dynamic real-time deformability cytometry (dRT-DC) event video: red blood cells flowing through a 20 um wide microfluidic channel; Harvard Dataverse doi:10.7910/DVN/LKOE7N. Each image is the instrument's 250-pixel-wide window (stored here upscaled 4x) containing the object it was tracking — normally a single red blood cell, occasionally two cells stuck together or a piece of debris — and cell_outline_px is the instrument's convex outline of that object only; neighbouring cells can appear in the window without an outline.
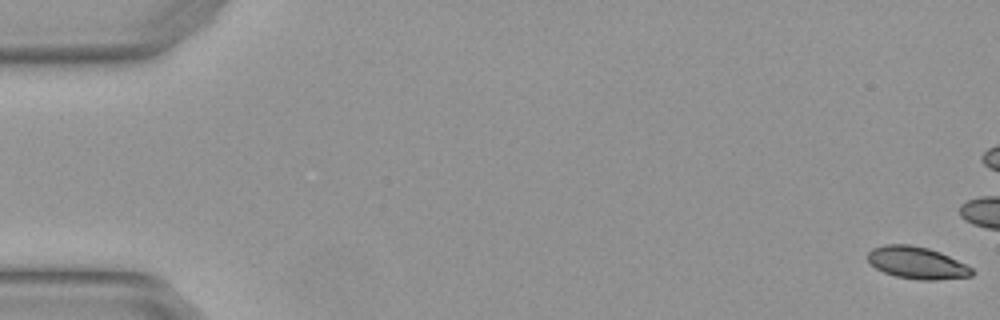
{"species": "Egyptian fruit bat (a non-hibernating species)", "species_latin": "Rousettus aegyptiacus", "temperature_condition": "warm", "stored_images_in_passage": 4, "camera_frame_rate_fps": 3000, "um_per_image_px": 0.085, "animal": {"sex": "female"}, "frame": {"image": 1, "passage_image": 1, "time_ms": 0.0, "image_size_px": [1000, 320], "cell_outline_px": [[976, 272], [972, 276], [936, 280], [920, 280], [896, 276], [884, 272], [876, 268], [868, 260], [868, 252], [872, 248], [884, 244], [908, 244], [928, 248], [940, 252], [972, 268]], "centroid_in_image_um": [77.94, 22.34], "position_along_channel_um": 7.1, "area_um2": 19.42}}